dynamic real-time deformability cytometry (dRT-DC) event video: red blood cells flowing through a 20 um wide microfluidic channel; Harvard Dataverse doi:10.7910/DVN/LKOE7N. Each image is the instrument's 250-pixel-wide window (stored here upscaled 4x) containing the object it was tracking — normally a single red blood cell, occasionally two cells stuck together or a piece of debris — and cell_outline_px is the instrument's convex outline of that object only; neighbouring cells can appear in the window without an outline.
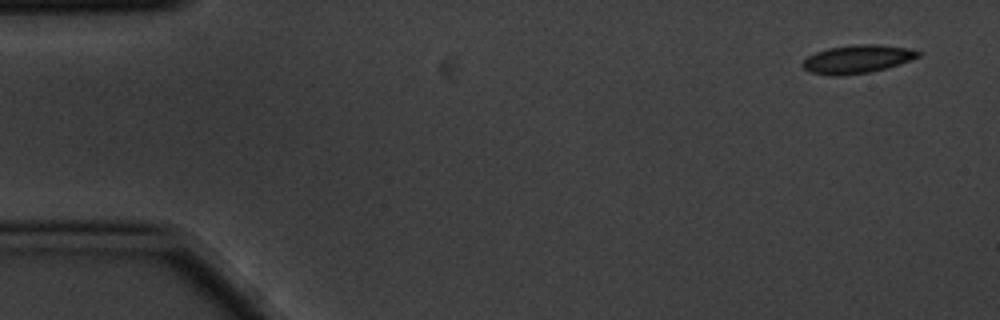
{"species": "common noctule bat (a hibernating species)", "species_latin": "Nyctalus noctula", "temperature_condition": "cold", "stored_images_in_passage": 6, "camera_frame_rate_fps": 3000, "um_per_image_px": 0.085, "animal": {"sex": "male", "body_mass_g": 20.1, "forearm_length_mm": 53.5}, "frame": {"image": 1, "passage_image": 1, "time_ms": 0.0, "image_size_px": [1000, 320], "cell_outline_px": [[920, 56], [884, 68], [868, 72], [840, 76], [832, 76], [808, 72], [800, 64], [808, 56], [816, 52], [828, 48], [856, 44], [876, 44], [908, 48], [920, 52]], "centroid_in_image_um": [72.79, 5.02], "position_along_channel_um": 12.2, "area_um2": 18.79}}
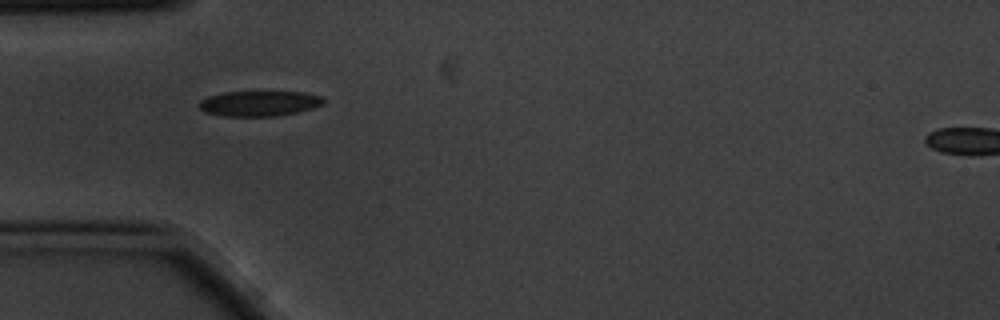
{"frame": {"image": 2, "passage_image": 5, "time_ms": 1.333, "image_size_px": [1000, 320], "cell_outline_px": [[324, 104], [312, 108], [296, 112], [276, 116], [224, 116], [204, 112], [196, 104], [200, 100], [208, 96], [224, 92], [304, 92], [320, 96], [324, 100]], "centroid_in_image_um": [21.99, 8.79], "position_along_channel_um": 63.0, "area_um2": 18.32}}